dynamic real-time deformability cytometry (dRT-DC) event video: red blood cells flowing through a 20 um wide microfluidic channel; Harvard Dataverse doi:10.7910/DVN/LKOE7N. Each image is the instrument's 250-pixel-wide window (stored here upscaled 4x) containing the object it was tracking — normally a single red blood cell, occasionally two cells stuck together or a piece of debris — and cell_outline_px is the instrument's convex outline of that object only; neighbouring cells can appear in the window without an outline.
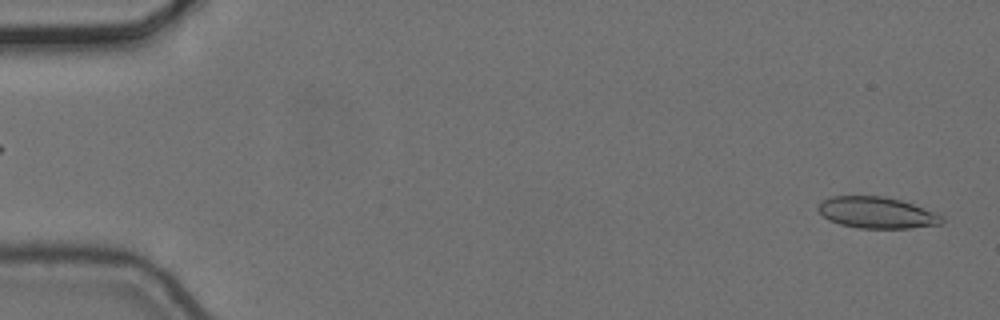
{"species": "common noctule bat (a hibernating species)", "species_latin": "Nyctalus noctula", "temperature_condition": "cold", "stored_images_in_passage": 5, "segment_of_instrument_passage": [2, 2], "camera_frame_rate_fps": 3000, "um_per_image_px": 0.085, "animal": {"sex": "female", "body_mass_g": 24.6, "forearm_length_mm": 56.2}, "frame": {"image": 1, "passage_image": 5, "time_ms": 1.333, "image_size_px": [1000, 320], "cell_outline_px": [[944, 220], [940, 224], [908, 228], [856, 228], [840, 224], [828, 220], [816, 208], [824, 200], [832, 196], [884, 196], [900, 200], [912, 204], [944, 216]], "centroid_in_image_um": [74.51, 18.08], "position_along_channel_um": 10.5, "area_um2": 22.43}}